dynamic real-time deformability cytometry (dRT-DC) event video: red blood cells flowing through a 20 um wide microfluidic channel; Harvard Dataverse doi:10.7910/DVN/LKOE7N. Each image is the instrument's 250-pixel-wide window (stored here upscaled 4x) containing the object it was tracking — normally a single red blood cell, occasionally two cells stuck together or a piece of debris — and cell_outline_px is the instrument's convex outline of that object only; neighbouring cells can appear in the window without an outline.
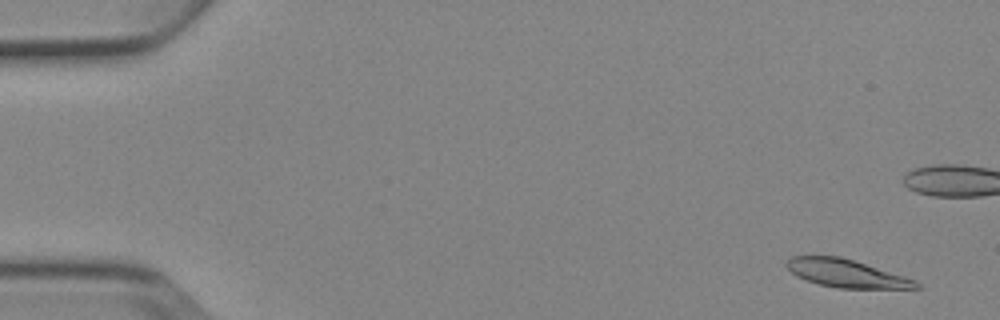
{"species": "Egyptian fruit bat (a non-hibernating species)", "species_latin": "Rousettus aegyptiacus", "temperature_condition": "cold", "stored_images_in_passage": 4, "camera_frame_rate_fps": 3000, "um_per_image_px": 0.085, "animal": {"sex": "female"}, "frame": {"image": 1, "passage_image": 1, "time_ms": 0.0, "image_size_px": [1000, 320], "cell_outline_px": [[920, 288], [836, 288], [820, 284], [796, 276], [784, 264], [792, 256], [840, 256], [904, 276], [916, 280], [920, 284]], "centroid_in_image_um": [71.93, 23.23], "position_along_channel_um": 13.1, "area_um2": 20.75}}